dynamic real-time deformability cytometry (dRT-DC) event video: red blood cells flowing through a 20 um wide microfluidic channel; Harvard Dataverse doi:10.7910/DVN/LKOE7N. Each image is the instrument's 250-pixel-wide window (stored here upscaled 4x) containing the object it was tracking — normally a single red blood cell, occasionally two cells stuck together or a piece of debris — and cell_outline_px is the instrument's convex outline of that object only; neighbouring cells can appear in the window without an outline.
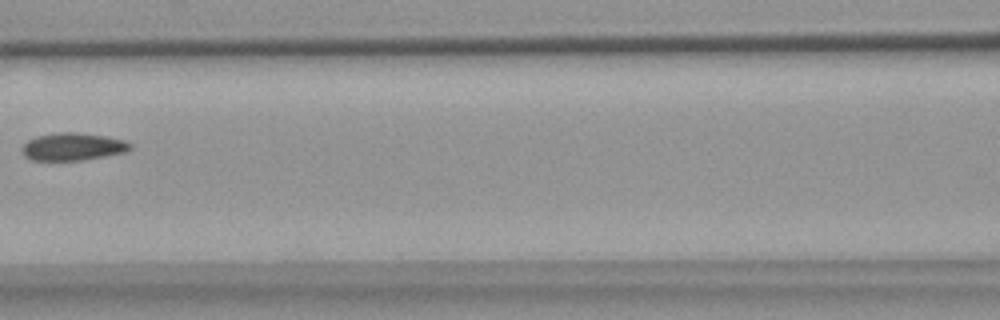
{"species": "common noctule bat (a hibernating species)", "species_latin": "Nyctalus noctula", "temperature_condition": "warm", "stored_images_in_passage": 6, "camera_frame_rate_fps": 3000, "um_per_image_px": 0.085, "animal": {"sex": "female", "body_mass_g": 18.4}, "frame": {"image": 1, "passage_image": 5, "time_ms": 4.667, "image_size_px": [1000, 320], "cell_outline_px": [[132, 148], [124, 152], [84, 160], [32, 160], [24, 156], [20, 148], [28, 140], [36, 136], [56, 132], [76, 132], [104, 136], [124, 140], [132, 144]], "centroid_in_image_um": [6.16, 12.46], "position_along_channel_um": 160.4, "area_um2": 17.4}}
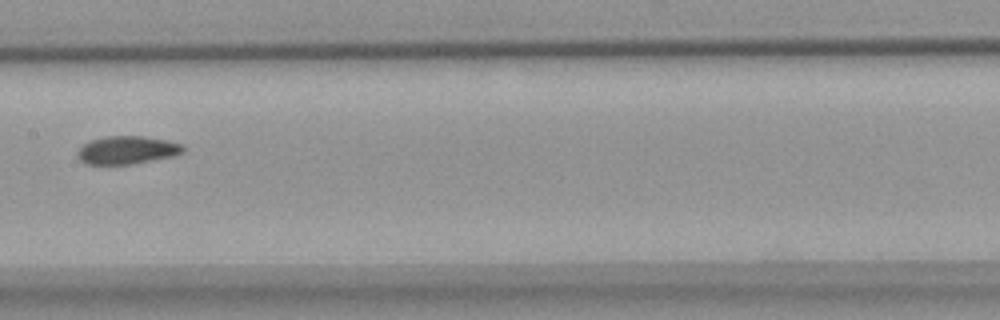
{"frame": {"image": 2, "passage_image": 6, "time_ms": 5.667, "image_size_px": [1000, 320], "cell_outline_px": [[184, 152], [172, 156], [132, 164], [84, 164], [76, 156], [76, 152], [84, 144], [92, 140], [104, 136], [144, 136], [168, 140], [184, 144]], "centroid_in_image_um": [10.8, 12.75], "position_along_channel_um": 196.6, "area_um2": 17.34}}